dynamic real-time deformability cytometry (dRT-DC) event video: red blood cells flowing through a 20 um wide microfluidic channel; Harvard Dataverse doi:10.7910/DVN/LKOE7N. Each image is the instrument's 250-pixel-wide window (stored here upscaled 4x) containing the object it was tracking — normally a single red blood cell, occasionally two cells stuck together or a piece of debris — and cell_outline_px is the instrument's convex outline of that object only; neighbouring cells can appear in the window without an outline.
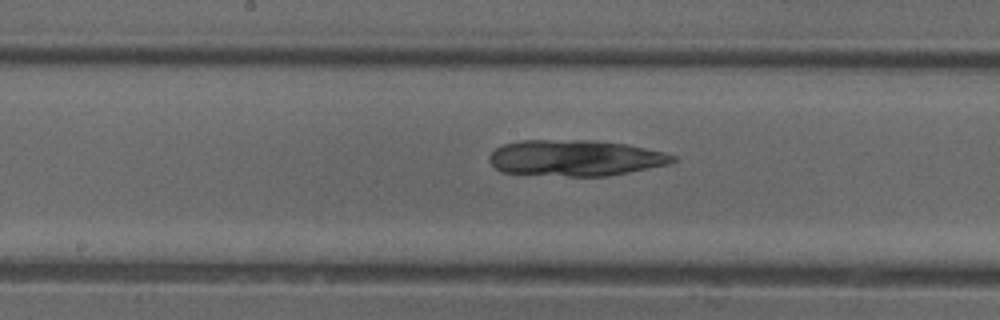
{"species": "common noctule bat (a hibernating species)", "species_latin": "Nyctalus noctula", "temperature_condition": "cold", "stored_images_in_passage": 39, "camera_frame_rate_fps": 3000, "um_per_image_px": 0.085, "animal": {"sex": "female"}, "frame": {"image": 1, "passage_image": 14, "time_ms": 4.333, "image_size_px": [1000, 320], "cell_outline_px": [[676, 160], [668, 164], [608, 176], [568, 176], [500, 172], [488, 160], [488, 156], [496, 148], [504, 144], [520, 140], [596, 140], [628, 144], [664, 152], [676, 156]], "centroid_in_image_um": [48.89, 13.42], "position_along_channel_um": 199.3, "area_um2": 38.61}}
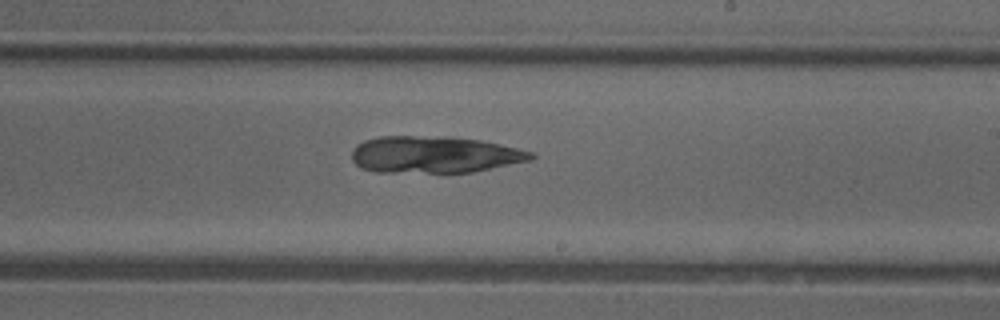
{"frame": {"image": 2, "passage_image": 18, "time_ms": 5.667, "image_size_px": [1000, 320], "cell_outline_px": [[536, 156], [532, 160], [472, 172], [376, 172], [360, 168], [352, 160], [352, 148], [356, 144], [364, 140], [380, 136], [448, 136], [480, 140], [516, 148], [532, 152]], "centroid_in_image_um": [36.88, 13.13], "position_along_channel_um": 252.1, "area_um2": 38.61}}